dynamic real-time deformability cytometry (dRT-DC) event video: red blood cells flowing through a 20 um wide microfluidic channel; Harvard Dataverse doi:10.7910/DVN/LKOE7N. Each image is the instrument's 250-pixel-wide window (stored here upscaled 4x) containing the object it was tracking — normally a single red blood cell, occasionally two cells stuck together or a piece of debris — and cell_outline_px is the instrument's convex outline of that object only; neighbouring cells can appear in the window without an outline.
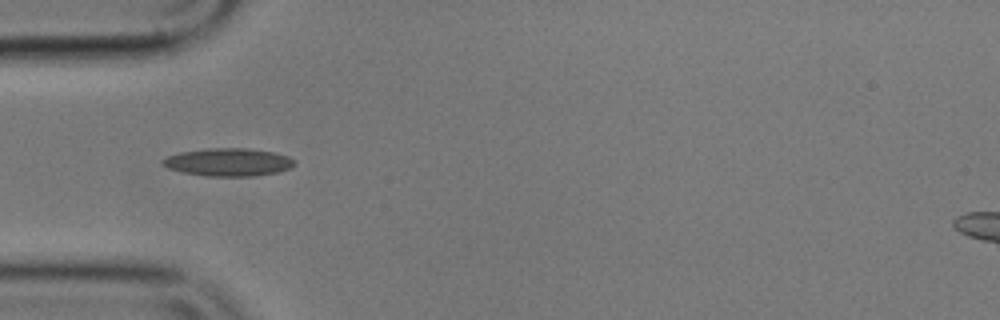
{"species": "common noctule bat (a hibernating species)", "species_latin": "Nyctalus noctula", "temperature_condition": "cold", "stored_images_in_passage": 9, "camera_frame_rate_fps": 3000, "um_per_image_px": 0.085, "animal": {"sex": "male", "body_mass_g": 17.9}, "frame": {"image": 1, "passage_image": 1, "time_ms": 0.0, "image_size_px": [1000, 320], "cell_outline_px": [[296, 164], [292, 168], [276, 172], [252, 176], [208, 176], [184, 172], [168, 168], [160, 164], [160, 160], [168, 156], [180, 152], [208, 148], [248, 148], [272, 152], [288, 156]], "centroid_in_image_um": [19.38, 13.78], "position_along_channel_um": 65.6, "area_um2": 21.33}}